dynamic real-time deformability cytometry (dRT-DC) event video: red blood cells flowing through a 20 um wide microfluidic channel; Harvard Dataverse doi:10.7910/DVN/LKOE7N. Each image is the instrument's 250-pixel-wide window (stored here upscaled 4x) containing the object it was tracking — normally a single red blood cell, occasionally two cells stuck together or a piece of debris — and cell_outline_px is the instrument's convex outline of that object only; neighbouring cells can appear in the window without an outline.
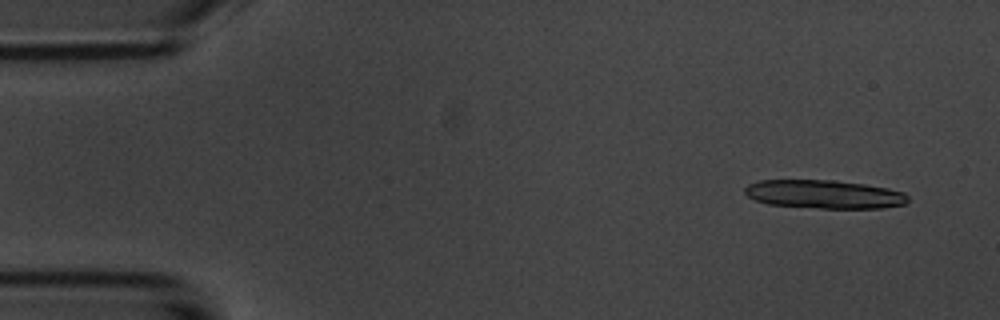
{"species": "common noctule bat (a hibernating species)", "species_latin": "Nyctalus noctula", "temperature_condition": "room temperature", "stored_images_in_passage": 4, "camera_frame_rate_fps": 3000, "um_per_image_px": 0.085, "animal": {"sex": "male", "body_mass_g": 20.1, "forearm_length_mm": 53.5}, "frame": {"image": 1, "passage_image": 1, "time_ms": 0.0, "image_size_px": [1000, 320], "cell_outline_px": [[908, 200], [904, 204], [880, 208], [820, 208], [768, 204], [756, 200], [748, 196], [744, 192], [744, 188], [748, 184], [760, 180], [836, 180], [864, 184], [888, 188], [904, 192], [908, 196]], "centroid_in_image_um": [70.05, 16.5], "position_along_channel_um": 14.9, "area_um2": 27.05}}